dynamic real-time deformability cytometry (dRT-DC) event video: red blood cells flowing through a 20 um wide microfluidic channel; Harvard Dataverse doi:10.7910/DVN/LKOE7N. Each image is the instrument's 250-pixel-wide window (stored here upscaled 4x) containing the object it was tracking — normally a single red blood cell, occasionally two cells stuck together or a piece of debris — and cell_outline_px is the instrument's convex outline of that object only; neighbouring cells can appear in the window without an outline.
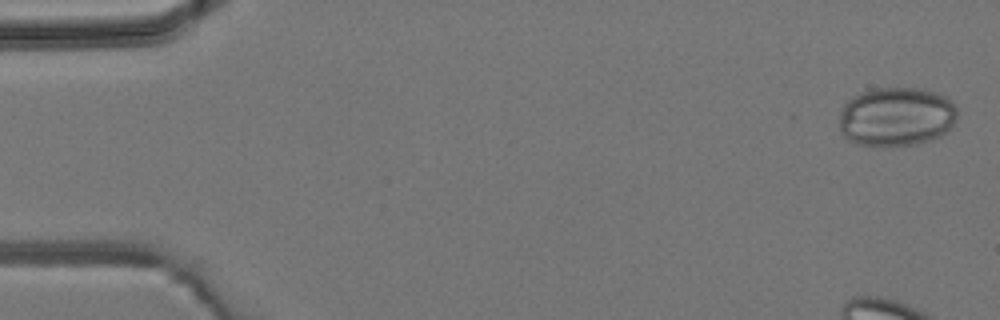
{"species": "common noctule bat (a hibernating species)", "species_latin": "Nyctalus noctula", "temperature_condition": "room temperature", "stored_images_in_passage": 4, "camera_frame_rate_fps": 3000, "um_per_image_px": 0.085, "animal": {"sex": "male", "body_mass_g": 19.2, "forearm_length_mm": 51.8}, "frame": {"image": 1, "passage_image": 1, "time_ms": 0.0, "image_size_px": [1000, 320], "cell_outline_px": [[956, 120], [944, 132], [928, 140], [912, 144], [884, 148], [880, 148], [856, 144], [848, 140], [840, 132], [840, 112], [844, 104], [852, 96], [872, 88], [924, 88], [936, 92], [952, 100], [956, 108]], "centroid_in_image_um": [76.14, 9.92], "position_along_channel_um": 8.9, "area_um2": 41.1}}